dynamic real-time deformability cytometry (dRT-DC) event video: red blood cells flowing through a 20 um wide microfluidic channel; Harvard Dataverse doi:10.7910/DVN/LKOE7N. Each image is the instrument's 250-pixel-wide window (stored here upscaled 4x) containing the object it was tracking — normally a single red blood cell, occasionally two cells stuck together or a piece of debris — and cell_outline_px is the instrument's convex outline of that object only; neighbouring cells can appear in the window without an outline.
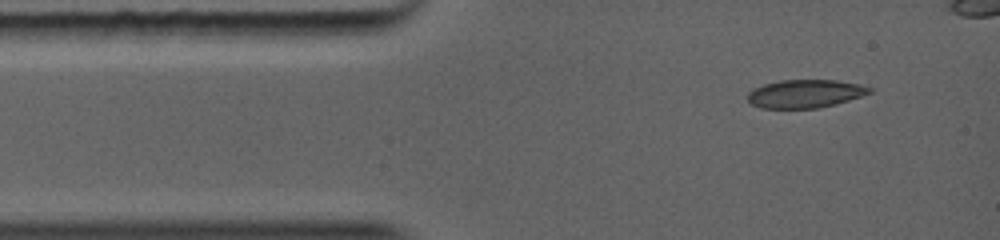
{"species": "common noctule bat (a hibernating species)", "species_latin": "Nyctalus noctula", "temperature_condition": "warm", "stored_images_in_passage": 23, "camera_frame_rate_fps": 5000, "um_per_image_px": 0.085, "animal": {"sex": "female", "body_mass_g": 19.0, "forearm_length_mm": 56.7}, "frame": {"image": 1, "passage_image": 1, "time_ms": 0.0, "image_size_px": [1000, 240], "cell_outline_px": [[876, 88], [872, 92], [848, 100], [832, 104], [812, 108], [764, 108], [752, 104], [748, 100], [748, 92], [752, 88], [764, 84], [780, 80], [836, 80], [860, 84]], "centroid_in_image_um": [68.44, 7.94], "position_along_channel_um": 16.6, "area_um2": 19.88}}
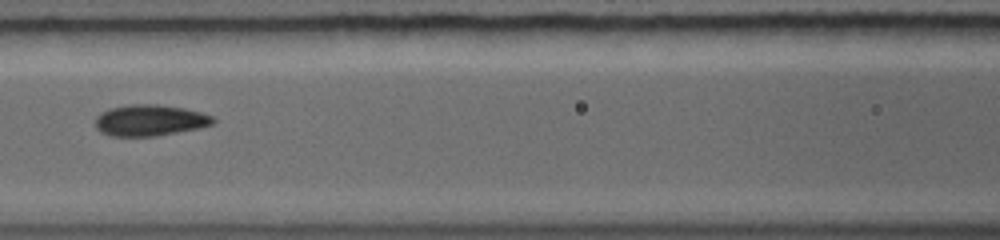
{"frame": {"image": 2, "passage_image": 7, "time_ms": 3.6, "image_size_px": [1000, 240], "cell_outline_px": [[212, 120], [208, 124], [188, 128], [140, 136], [128, 136], [108, 132], [100, 124], [100, 116], [104, 112], [112, 108], [128, 104], [156, 104], [184, 108], [200, 112], [212, 116]], "centroid_in_image_um": [12.79, 10.15], "position_along_channel_um": 153.8, "area_um2": 19.07}}
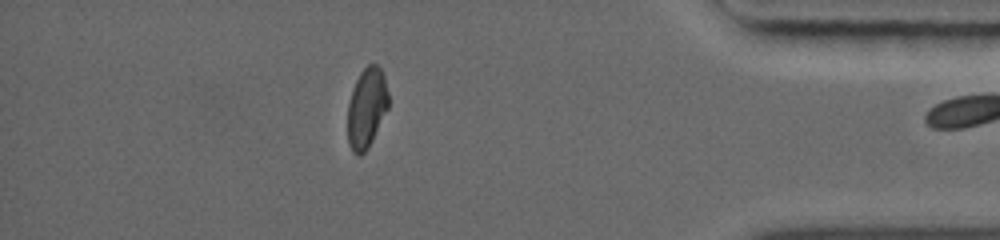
{"frame": {"image": 3, "passage_image": 22, "time_ms": 9.4, "image_size_px": [1000, 240], "cell_outline_px": [[388, 108], [364, 152], [356, 152], [352, 148], [348, 140], [348, 104], [356, 80], [360, 72], [368, 64], [376, 64], [380, 68], [388, 92]], "centroid_in_image_um": [31.16, 9.09], "position_along_channel_um": 404.0, "area_um2": 18.15}}